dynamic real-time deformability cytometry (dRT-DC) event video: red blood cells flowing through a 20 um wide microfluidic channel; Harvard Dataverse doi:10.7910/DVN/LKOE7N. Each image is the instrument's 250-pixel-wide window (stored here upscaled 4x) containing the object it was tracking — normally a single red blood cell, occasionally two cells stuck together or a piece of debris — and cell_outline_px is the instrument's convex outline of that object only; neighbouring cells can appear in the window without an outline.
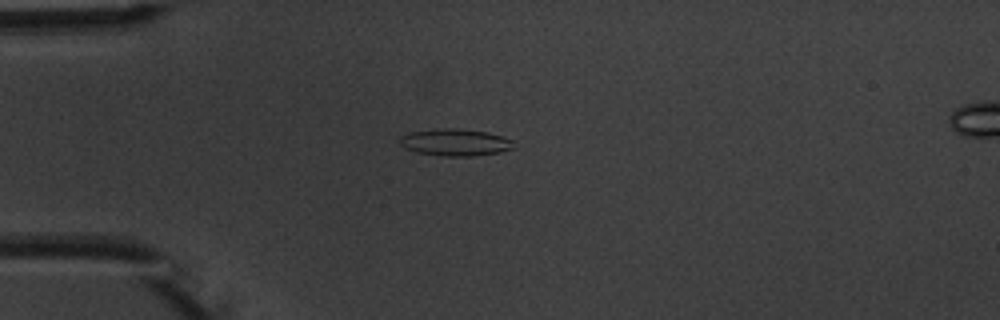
{"species": "common noctule bat (a hibernating species)", "species_latin": "Nyctalus noctula", "temperature_condition": "warm", "stored_images_in_passage": 3, "camera_frame_rate_fps": 3000, "um_per_image_px": 0.085, "animal": {"sex": "male", "body_mass_g": 20.1, "forearm_length_mm": 53.5}, "frame": {"image": 1, "passage_image": 1, "time_ms": 0.0, "image_size_px": [1000, 320], "cell_outline_px": [[516, 148], [500, 152], [472, 156], [444, 156], [416, 152], [404, 148], [400, 144], [400, 136], [412, 132], [444, 128], [456, 128], [488, 132], [504, 136], [512, 140]], "centroid_in_image_um": [38.74, 12.1], "position_along_channel_um": 46.3, "area_um2": 17.98}}